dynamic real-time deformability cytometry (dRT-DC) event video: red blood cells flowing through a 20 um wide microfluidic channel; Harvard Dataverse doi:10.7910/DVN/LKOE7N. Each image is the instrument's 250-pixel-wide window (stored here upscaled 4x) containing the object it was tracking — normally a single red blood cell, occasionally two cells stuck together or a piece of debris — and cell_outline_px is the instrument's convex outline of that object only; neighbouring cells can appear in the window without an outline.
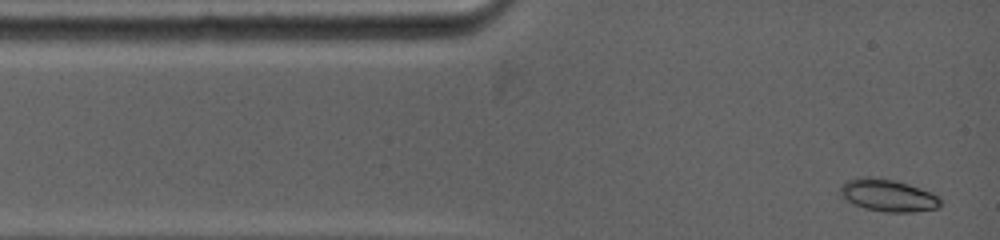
{"species": "common noctule bat (a hibernating species)", "species_latin": "Nyctalus noctula", "temperature_condition": "warm", "stored_images_in_passage": 59, "camera_frame_rate_fps": 5000, "um_per_image_px": 0.085, "animal": {"sex": "female", "body_mass_g": 19.0, "forearm_length_mm": 53.3}, "frame": {"image": 1, "passage_image": 1, "time_ms": 0.0, "image_size_px": [1000, 240], "cell_outline_px": [[940, 204], [936, 208], [912, 212], [884, 212], [864, 208], [848, 200], [840, 192], [840, 188], [848, 180], [868, 176], [896, 180], [932, 192], [940, 200]], "centroid_in_image_um": [75.5, 16.6], "position_along_channel_um": 9.5, "area_um2": 18.44}}
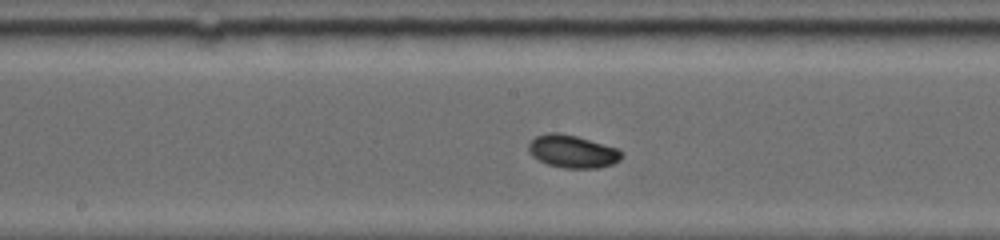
{"frame": {"image": 2, "passage_image": 27, "time_ms": 6.0, "image_size_px": [1000, 240], "cell_outline_px": [[620, 160], [612, 164], [596, 168], [564, 168], [548, 164], [532, 156], [528, 152], [528, 144], [536, 136], [548, 132], [560, 132], [576, 136], [620, 148]], "centroid_in_image_um": [48.64, 12.86], "position_along_channel_um": 199.6, "area_um2": 17.74}}
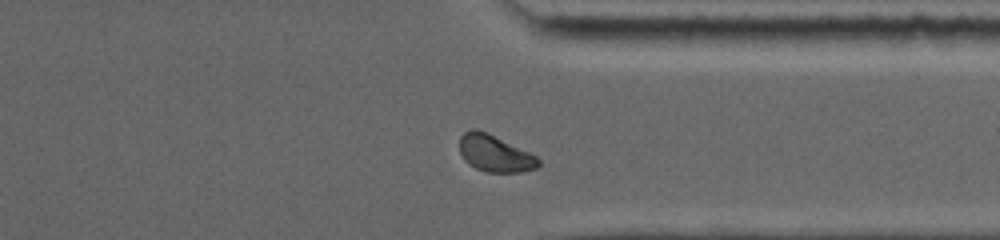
{"frame": {"image": 3, "passage_image": 51, "time_ms": 10.4, "image_size_px": [1000, 240], "cell_outline_px": [[540, 164], [536, 168], [520, 172], [484, 172], [468, 164], [464, 160], [460, 152], [460, 136], [464, 132], [472, 128], [476, 128], [488, 132], [536, 156], [540, 160]], "centroid_in_image_um": [42.03, 13.03], "position_along_channel_um": 369.4, "area_um2": 16.94}, "authors_computed_cell_mechanics": {"area_um2": 17.2822, "velocity_mm_per_s": 3.8635, "shape_relaxation_time_tau1_ms": 3.0398, "shape_relaxation_time_tau2_ms": null, "deformation_change_tau1": 0.0983, "deformation_change_tau2": null}}